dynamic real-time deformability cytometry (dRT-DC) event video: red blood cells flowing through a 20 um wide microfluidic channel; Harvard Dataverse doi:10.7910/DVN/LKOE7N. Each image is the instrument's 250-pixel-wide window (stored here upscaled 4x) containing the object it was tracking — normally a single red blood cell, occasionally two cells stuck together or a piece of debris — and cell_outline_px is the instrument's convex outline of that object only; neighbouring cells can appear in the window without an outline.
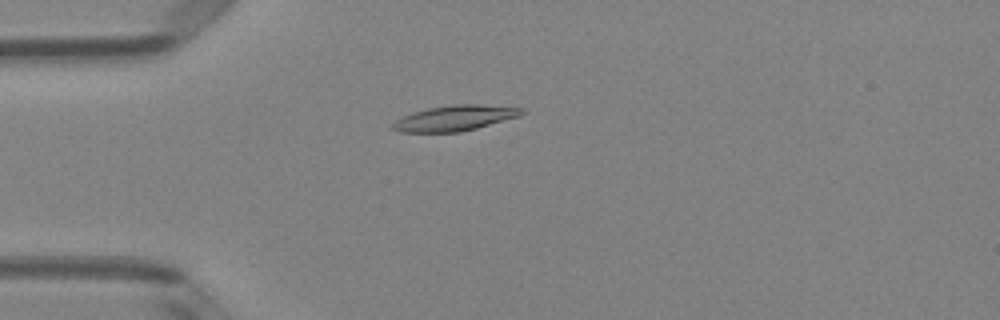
{"species": "Egyptian fruit bat (a non-hibernating species)", "species_latin": "Rousettus aegyptiacus", "temperature_condition": "room temperature", "stored_images_in_passage": 51, "camera_frame_rate_fps": 3000, "um_per_image_px": 0.085, "animal": {"sex": "female"}, "frame": {"image": 1, "passage_image": 14, "time_ms": 4.333, "image_size_px": [1000, 320], "cell_outline_px": [[524, 112], [520, 116], [476, 128], [460, 132], [400, 132], [388, 128], [396, 120], [412, 112], [428, 108], [452, 104], [480, 104], [524, 108]], "centroid_in_image_um": [38.64, 10.03], "position_along_channel_um": 46.4, "area_um2": 19.19}}
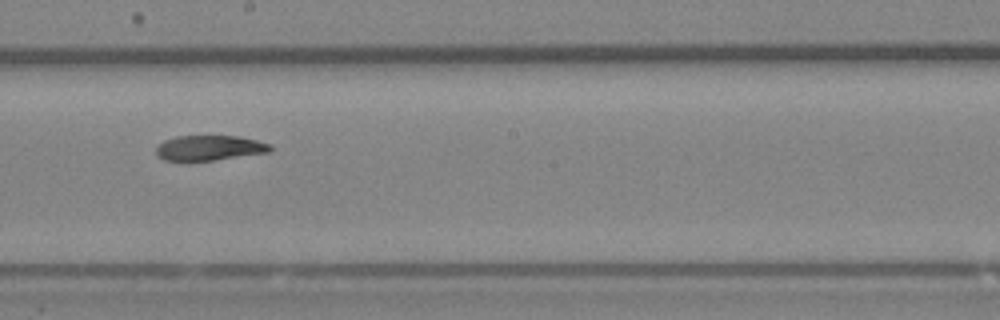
{"frame": {"image": 2, "passage_image": 29, "time_ms": 9.333, "image_size_px": [1000, 320], "cell_outline_px": [[272, 152], [188, 164], [164, 160], [156, 156], [156, 148], [164, 140], [176, 136], [240, 136], [272, 144]], "centroid_in_image_um": [17.77, 12.62], "position_along_channel_um": 230.4, "area_um2": 17.57}}
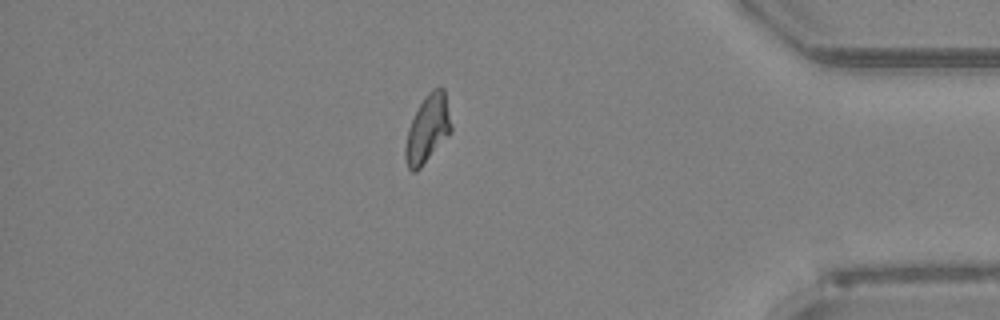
{"frame": {"image": 3, "passage_image": 44, "time_ms": 14.333, "image_size_px": [1000, 320], "cell_outline_px": [[452, 132], [420, 168], [416, 172], [412, 172], [408, 168], [404, 160], [404, 148], [408, 128], [424, 96], [432, 88], [444, 88], [452, 128]], "centroid_in_image_um": [36.33, 10.98], "position_along_channel_um": 398.9, "area_um2": 18.09}, "authors_computed_cell_mechanics": {"area_um2": 18.3226, "velocity_mm_per_s": 4.0361, "shape_relaxation_time_tau1_ms": null, "shape_relaxation_time_tau2_ms": 5.4364, "deformation_change_tau1": null, "deformation_change_tau2": 0.1058}}